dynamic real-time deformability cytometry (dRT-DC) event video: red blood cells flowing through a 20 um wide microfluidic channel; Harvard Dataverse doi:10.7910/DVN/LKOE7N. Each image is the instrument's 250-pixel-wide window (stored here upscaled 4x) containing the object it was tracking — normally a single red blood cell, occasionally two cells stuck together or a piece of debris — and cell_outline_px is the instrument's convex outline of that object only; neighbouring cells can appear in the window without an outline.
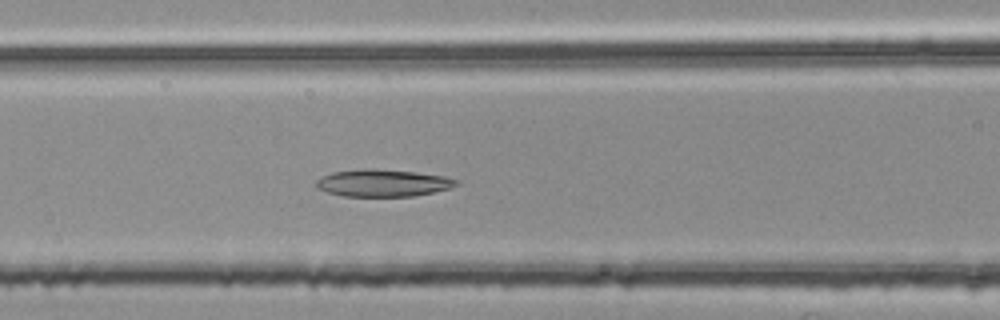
{"species": "common noctule bat (a hibernating species)", "species_latin": "Nyctalus noctula", "temperature_condition": "room temperature", "stored_images_in_passage": 49, "segment_of_instrument_passage": [2, 2], "camera_frame_rate_fps": 3000, "um_per_image_px": 0.085, "animal": {"sex": "female", "body_mass_g": 25.1}, "frame": {"image": 1, "passage_image": 23, "time_ms": 7.333, "image_size_px": [1000, 320], "cell_outline_px": [[460, 184], [448, 188], [432, 192], [412, 196], [344, 196], [328, 192], [316, 188], [316, 180], [332, 172], [364, 168], [368, 168], [416, 172], [444, 176], [460, 180]], "centroid_in_image_um": [32.55, 15.55], "position_along_channel_um": 134.1, "area_um2": 22.08}}
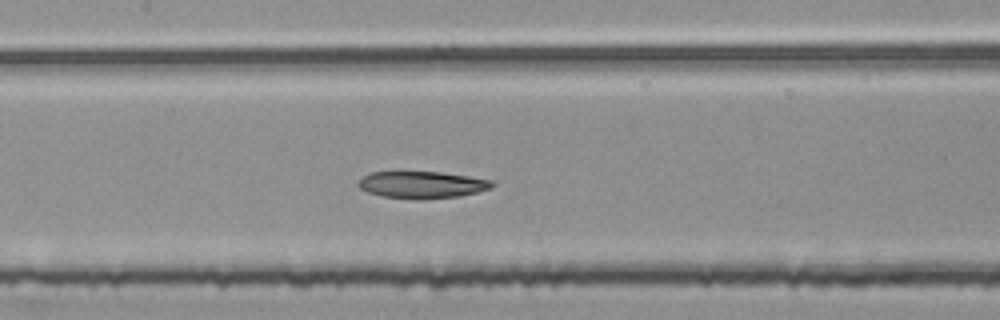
{"frame": {"image": 2, "passage_image": 26, "time_ms": 8.333, "image_size_px": [1000, 320], "cell_outline_px": [[496, 184], [492, 188], [460, 196], [420, 200], [416, 200], [380, 196], [368, 192], [360, 188], [356, 184], [364, 176], [372, 172], [440, 172], [468, 176], [492, 180]], "centroid_in_image_um": [35.88, 15.72], "position_along_channel_um": 171.5, "area_um2": 21.15}}